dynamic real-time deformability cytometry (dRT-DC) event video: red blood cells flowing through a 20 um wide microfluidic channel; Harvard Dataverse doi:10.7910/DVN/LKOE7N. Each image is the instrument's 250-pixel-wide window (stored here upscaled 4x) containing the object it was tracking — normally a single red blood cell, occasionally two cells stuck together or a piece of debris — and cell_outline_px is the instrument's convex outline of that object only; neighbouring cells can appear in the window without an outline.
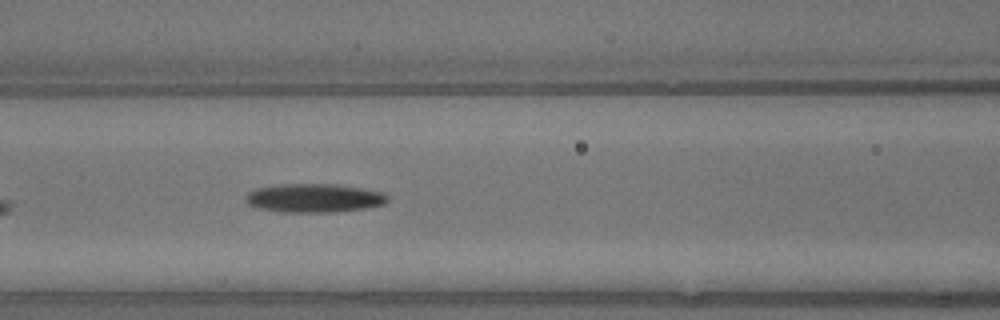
{"species": "common noctule bat (a hibernating species)", "species_latin": "Nyctalus noctula", "temperature_condition": "warm", "stored_images_in_passage": 7, "camera_frame_rate_fps": 3000, "um_per_image_px": 0.085, "animal": {"sex": "male", "body_mass_g": 13.3}, "frame": {"image": 1, "passage_image": 7, "time_ms": 2.0, "image_size_px": [1000, 320], "cell_outline_px": [[388, 200], [384, 204], [368, 208], [332, 212], [284, 212], [260, 208], [248, 204], [244, 200], [244, 196], [248, 192], [256, 188], [280, 184], [336, 184], [364, 188], [384, 192], [388, 196]], "centroid_in_image_um": [26.72, 16.82], "position_along_channel_um": 139.9, "area_um2": 23.93}}